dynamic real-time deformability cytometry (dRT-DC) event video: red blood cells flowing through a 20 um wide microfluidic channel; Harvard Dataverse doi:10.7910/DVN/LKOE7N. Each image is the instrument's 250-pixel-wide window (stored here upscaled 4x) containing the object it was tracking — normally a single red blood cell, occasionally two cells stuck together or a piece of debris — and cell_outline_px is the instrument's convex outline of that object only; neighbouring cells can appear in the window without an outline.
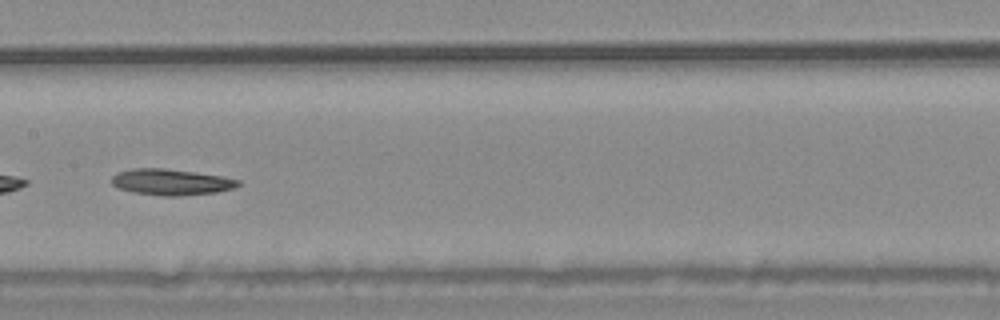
{"species": "common noctule bat (a hibernating species)", "species_latin": "Nyctalus noctula", "temperature_condition": "warm", "stored_images_in_passage": 21, "camera_frame_rate_fps": 3000, "um_per_image_px": 0.085, "animal": {"sex": "male", "body_mass_g": 20.4}, "frame": {"image": 1, "passage_image": 18, "time_ms": 5.667, "image_size_px": [1000, 320], "cell_outline_px": [[240, 184], [236, 188], [216, 192], [180, 196], [160, 196], [132, 192], [116, 188], [112, 184], [112, 176], [116, 172], [132, 168], [164, 168], [224, 176], [240, 180]], "centroid_in_image_um": [14.53, 15.47], "position_along_channel_um": 192.9, "area_um2": 19.54}}